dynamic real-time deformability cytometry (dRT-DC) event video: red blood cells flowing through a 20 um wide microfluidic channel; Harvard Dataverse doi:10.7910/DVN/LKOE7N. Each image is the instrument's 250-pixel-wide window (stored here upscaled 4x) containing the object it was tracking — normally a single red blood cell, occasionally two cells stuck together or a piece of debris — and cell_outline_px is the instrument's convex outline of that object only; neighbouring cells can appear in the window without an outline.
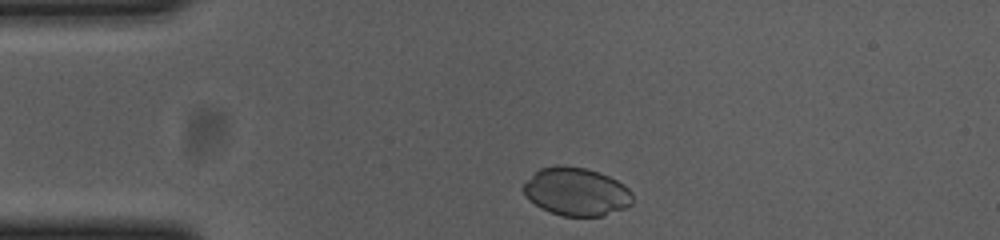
{"species": "common noctule bat (a hibernating species)", "species_latin": "Nyctalus noctula", "temperature_condition": "cold", "stored_images_in_passage": 35, "camera_frame_rate_fps": 3000, "um_per_image_px": 0.085, "animal": {"sex": "female", "body_mass_g": 23.0, "forearm_length_mm": 53.4}, "frame": {"image": 1, "passage_image": 2, "time_ms": 0.333, "image_size_px": [1000, 240], "cell_outline_px": [[632, 204], [624, 208], [600, 216], [564, 216], [548, 212], [540, 208], [528, 200], [524, 192], [524, 184], [540, 168], [584, 168], [600, 172], [624, 184], [632, 192]], "centroid_in_image_um": [49.01, 16.34], "position_along_channel_um": 36.0, "area_um2": 29.94}}
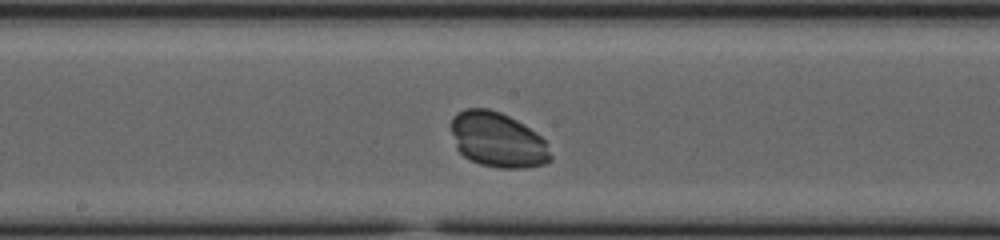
{"frame": {"image": 2, "passage_image": 19, "time_ms": 6.0, "image_size_px": [1000, 240], "cell_outline_px": [[552, 160], [544, 164], [524, 168], [500, 168], [480, 164], [464, 156], [456, 148], [452, 132], [452, 116], [456, 112], [468, 108], [488, 108], [500, 112], [516, 120], [536, 132], [544, 140], [552, 156]], "centroid_in_image_um": [42.3, 11.88], "position_along_channel_um": 205.9, "area_um2": 31.79}}
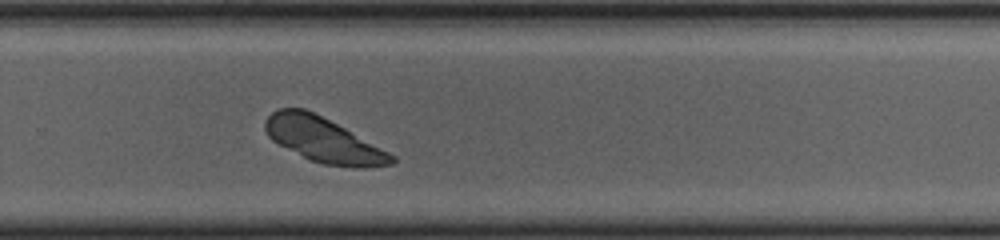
{"frame": {"image": 3, "passage_image": 27, "time_ms": 8.667, "image_size_px": [1000, 240], "cell_outline_px": [[396, 160], [392, 164], [364, 168], [356, 168], [324, 164], [308, 160], [272, 140], [268, 136], [264, 128], [264, 120], [272, 112], [280, 108], [304, 108], [344, 128], [396, 156]], "centroid_in_image_um": [27.46, 11.91], "position_along_channel_um": 302.3, "area_um2": 32.66}}